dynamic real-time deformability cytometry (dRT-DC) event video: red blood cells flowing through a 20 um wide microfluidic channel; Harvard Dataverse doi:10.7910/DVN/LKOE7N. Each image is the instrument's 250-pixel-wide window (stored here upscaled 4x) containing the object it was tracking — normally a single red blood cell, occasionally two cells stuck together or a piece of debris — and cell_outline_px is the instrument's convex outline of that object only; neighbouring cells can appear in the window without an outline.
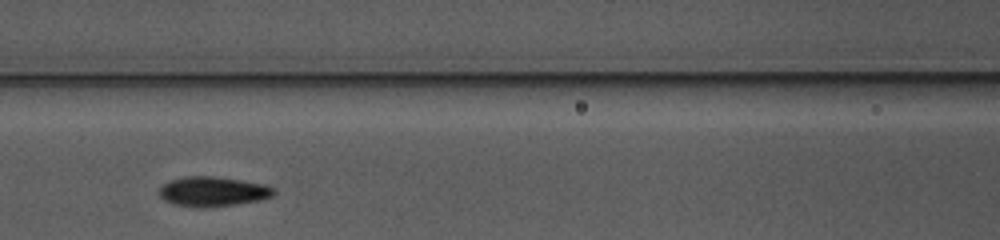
{"species": "common noctule bat (a hibernating species)", "species_latin": "Nyctalus noctula", "temperature_condition": "warm", "stored_images_in_passage": 24, "camera_frame_rate_fps": 3000, "um_per_image_px": 0.085, "animal": {"sex": "female", "body_mass_g": 10.0, "forearm_length_mm": 53.1}, "frame": {"image": 1, "passage_image": 7, "time_ms": 2.0, "image_size_px": [1000, 240], "cell_outline_px": [[276, 192], [272, 196], [260, 200], [236, 204], [200, 208], [176, 204], [164, 200], [160, 196], [160, 184], [168, 180], [188, 176], [216, 176], [240, 180], [260, 184], [272, 188]], "centroid_in_image_um": [18.04, 16.27], "position_along_channel_um": 148.6, "area_um2": 19.71}}
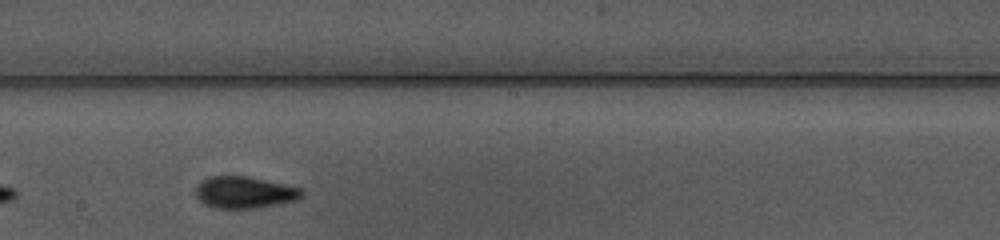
{"frame": {"image": 2, "passage_image": 13, "time_ms": 4.0, "image_size_px": [1000, 240], "cell_outline_px": [[304, 196], [296, 200], [276, 204], [252, 208], [216, 208], [204, 204], [196, 196], [196, 184], [200, 180], [208, 176], [248, 176], [304, 188]], "centroid_in_image_um": [20.79, 16.33], "position_along_channel_um": 227.4, "area_um2": 19.83}}
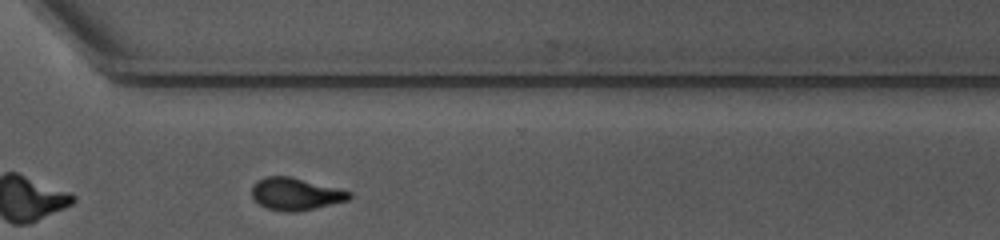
{"frame": {"image": 3, "passage_image": 22, "time_ms": 7.0, "image_size_px": [1000, 240], "cell_outline_px": [[352, 196], [348, 200], [296, 212], [284, 212], [268, 208], [260, 204], [252, 196], [252, 188], [256, 180], [264, 176], [292, 176], [352, 192]], "centroid_in_image_um": [25.11, 16.47], "position_along_channel_um": 345.5, "area_um2": 18.26}}